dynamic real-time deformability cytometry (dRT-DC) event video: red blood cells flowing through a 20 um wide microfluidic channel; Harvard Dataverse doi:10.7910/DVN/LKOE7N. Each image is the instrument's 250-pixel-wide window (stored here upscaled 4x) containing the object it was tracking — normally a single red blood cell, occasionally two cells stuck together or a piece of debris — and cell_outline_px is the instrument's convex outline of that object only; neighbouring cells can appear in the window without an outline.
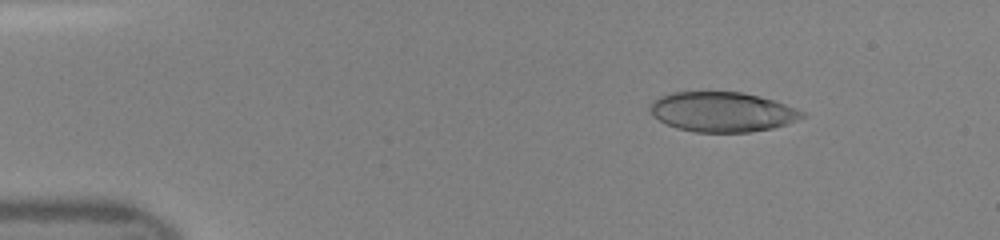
{"species": "human", "species_latin": "Homo sapiens", "temperature_condition": "room temperature", "stored_images_in_passage": 46, "camera_frame_rate_fps": 3000, "um_per_image_px": 0.085, "donor": {"sex": "female"}, "frame": {"image": 1, "passage_image": 6, "time_ms": 1.667, "image_size_px": [1000, 240], "cell_outline_px": [[808, 116], [772, 128], [748, 132], [692, 132], [676, 128], [652, 116], [648, 108], [660, 96], [672, 92], [740, 92], [760, 96], [808, 112]], "centroid_in_image_um": [61.4, 9.51], "position_along_channel_um": 23.6, "area_um2": 35.26}}
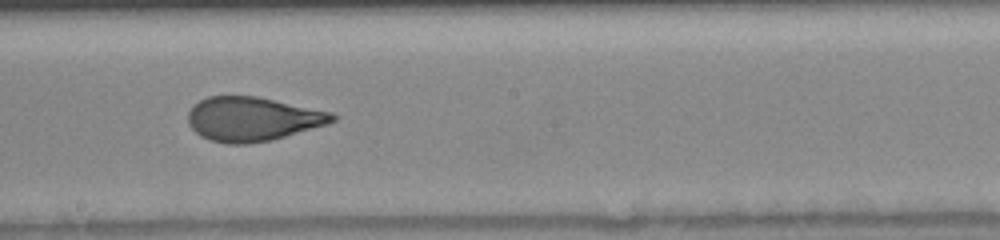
{"frame": {"image": 2, "passage_image": 26, "time_ms": 8.333, "image_size_px": [1000, 240], "cell_outline_px": [[340, 116], [336, 120], [328, 124], [272, 140], [248, 144], [228, 144], [208, 140], [200, 136], [188, 124], [188, 112], [192, 104], [208, 96], [256, 96], [332, 112]], "centroid_in_image_um": [21.46, 10.12], "position_along_channel_um": 226.7, "area_um2": 37.4}}
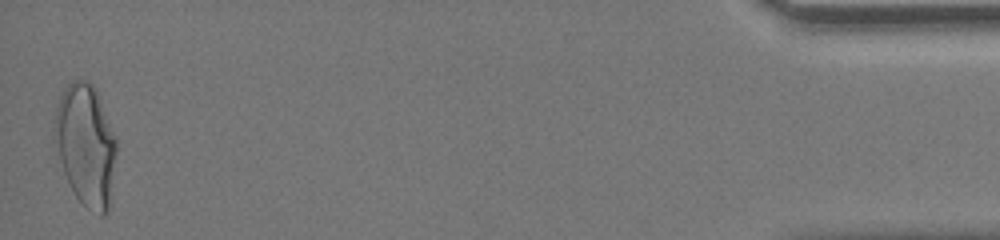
{"frame": {"image": 3, "passage_image": 46, "time_ms": 15.0, "image_size_px": [1000, 240], "cell_outline_px": [[116, 152], [108, 212], [104, 216], [100, 216], [88, 208], [76, 196], [64, 172], [60, 160], [52, 132], [56, 108], [60, 96], [68, 84], [72, 80], [88, 80], [96, 88], [116, 140]], "centroid_in_image_um": [7.28, 12.29], "position_along_channel_um": 427.9, "area_um2": 43.47}}